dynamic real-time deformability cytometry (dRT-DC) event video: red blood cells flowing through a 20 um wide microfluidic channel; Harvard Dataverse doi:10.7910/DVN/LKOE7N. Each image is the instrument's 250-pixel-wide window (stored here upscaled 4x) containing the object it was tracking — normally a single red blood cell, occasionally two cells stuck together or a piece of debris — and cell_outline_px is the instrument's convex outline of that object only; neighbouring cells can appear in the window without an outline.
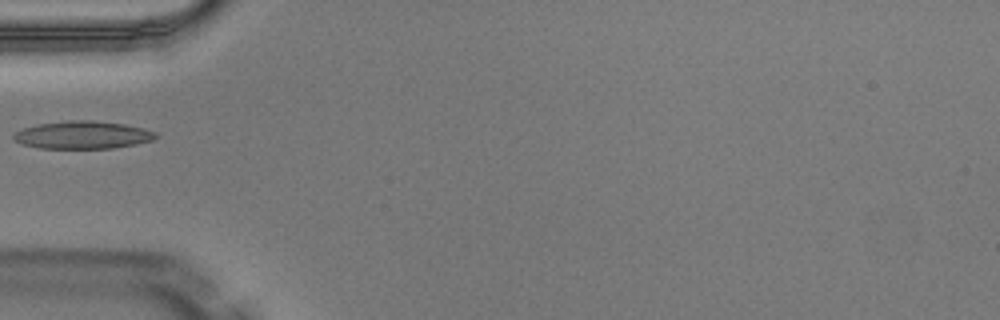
{"species": "Egyptian fruit bat (a non-hibernating species)", "species_latin": "Rousettus aegyptiacus", "temperature_condition": "warm", "stored_images_in_passage": 1, "camera_frame_rate_fps": 3000, "um_per_image_px": 0.085, "animal": {"sex": "male"}, "frame": {"image": 1, "passage_image": 1, "time_ms": 0.0, "image_size_px": [1000, 320], "cell_outline_px": [[160, 136], [152, 140], [136, 144], [112, 148], [40, 148], [24, 144], [16, 140], [12, 136], [16, 132], [24, 128], [36, 124], [68, 120], [92, 120], [124, 124], [156, 132]], "centroid_in_image_um": [7.05, 11.46], "position_along_channel_um": 78.0, "area_um2": 22.77}}